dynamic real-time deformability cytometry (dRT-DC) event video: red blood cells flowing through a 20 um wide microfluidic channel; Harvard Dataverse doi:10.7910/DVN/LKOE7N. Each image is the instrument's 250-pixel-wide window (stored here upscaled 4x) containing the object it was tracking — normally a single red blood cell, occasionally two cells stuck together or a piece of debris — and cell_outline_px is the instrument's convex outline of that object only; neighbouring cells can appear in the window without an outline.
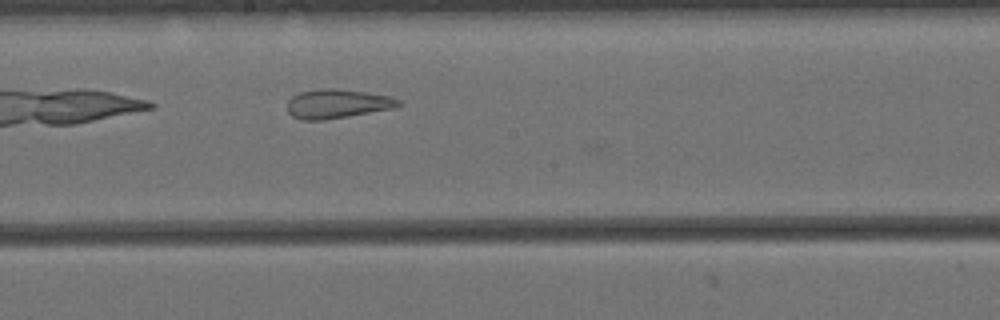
{"species": "Egyptian fruit bat (a non-hibernating species)", "species_latin": "Rousettus aegyptiacus", "temperature_condition": "cold", "stored_images_in_passage": 44, "camera_frame_rate_fps": 3000, "um_per_image_px": 0.085, "animal": {"sex": "female"}, "frame": {"image": 1, "passage_image": 42, "time_ms": 13.667, "image_size_px": [1000, 320], "cell_outline_px": [[400, 104], [392, 108], [348, 116], [324, 120], [300, 120], [292, 116], [288, 112], [288, 100], [292, 96], [300, 92], [324, 88], [336, 88], [392, 96], [400, 100]], "centroid_in_image_um": [28.63, 8.82], "position_along_channel_um": 219.6, "area_um2": 18.73}}